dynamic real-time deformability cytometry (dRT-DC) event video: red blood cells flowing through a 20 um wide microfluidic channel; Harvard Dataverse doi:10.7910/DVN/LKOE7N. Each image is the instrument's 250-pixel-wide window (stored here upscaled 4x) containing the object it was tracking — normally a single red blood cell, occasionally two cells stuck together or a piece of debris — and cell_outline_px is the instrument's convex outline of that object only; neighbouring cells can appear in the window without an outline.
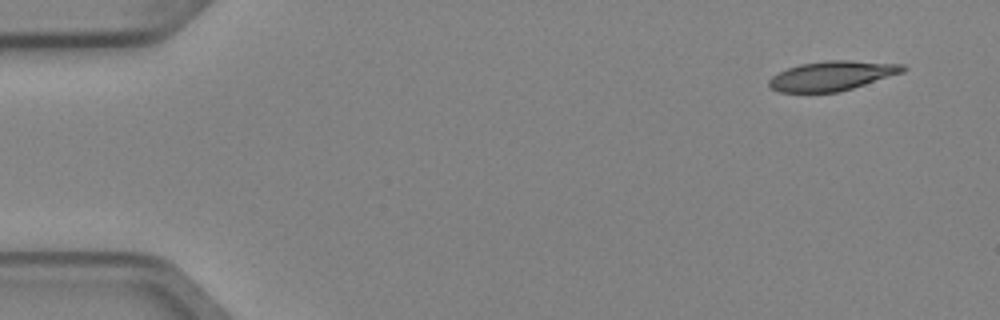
{"species": "Egyptian fruit bat (a non-hibernating species)", "species_latin": "Rousettus aegyptiacus", "temperature_condition": "cold", "stored_images_in_passage": 5, "camera_frame_rate_fps": 3000, "um_per_image_px": 0.085, "animal": {"sex": "female"}, "frame": {"image": 1, "passage_image": 1, "time_ms": 0.0, "image_size_px": [1000, 320], "cell_outline_px": [[908, 68], [904, 72], [840, 92], [780, 92], [768, 88], [768, 80], [772, 76], [788, 68], [800, 64], [828, 60], [848, 60], [904, 64]], "centroid_in_image_um": [70.73, 6.44], "position_along_channel_um": 14.3, "area_um2": 23.12}}
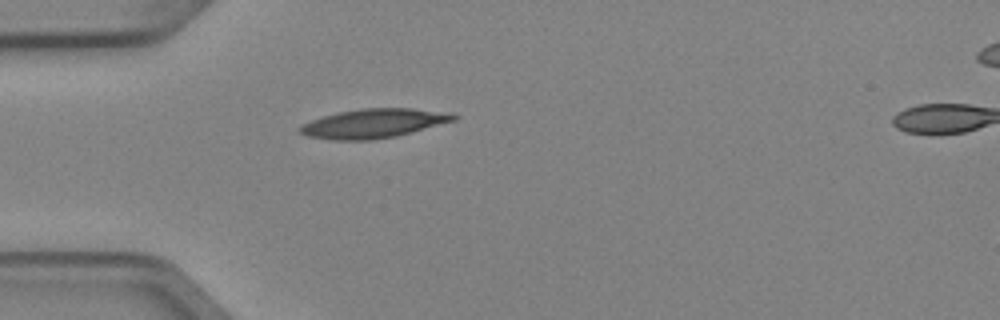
{"frame": {"image": 2, "passage_image": 4, "time_ms": 1.0, "image_size_px": [1000, 320], "cell_outline_px": [[460, 116], [456, 120], [396, 136], [372, 140], [332, 140], [308, 136], [300, 132], [296, 128], [300, 124], [324, 116], [340, 112], [360, 108], [412, 108], [452, 112]], "centroid_in_image_um": [31.78, 10.48], "position_along_channel_um": 53.2, "area_um2": 26.24}}